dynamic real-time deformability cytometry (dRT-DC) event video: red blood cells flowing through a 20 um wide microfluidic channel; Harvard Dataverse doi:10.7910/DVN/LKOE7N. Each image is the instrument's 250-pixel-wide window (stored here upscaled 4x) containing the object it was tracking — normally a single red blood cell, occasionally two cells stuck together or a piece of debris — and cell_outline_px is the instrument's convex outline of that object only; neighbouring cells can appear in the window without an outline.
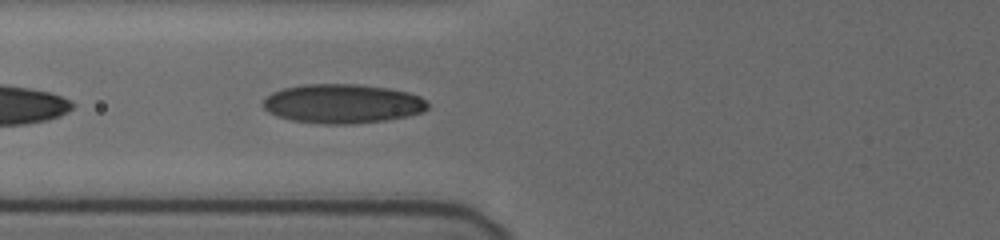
{"species": "human", "species_latin": "Homo sapiens", "temperature_condition": "cold", "stored_images_in_passage": 36, "camera_frame_rate_fps": 3000, "um_per_image_px": 0.085, "donor": {"sex": "female"}, "frame": {"image": 1, "passage_image": 4, "time_ms": 1.0, "image_size_px": [1000, 240], "cell_outline_px": [[428, 108], [424, 112], [408, 116], [384, 120], [352, 124], [324, 124], [292, 120], [276, 116], [268, 112], [260, 104], [272, 92], [284, 88], [304, 84], [356, 84], [384, 88], [408, 92], [420, 96], [428, 104]], "centroid_in_image_um": [29.09, 8.82], "position_along_channel_um": 96.7, "area_um2": 37.57}}
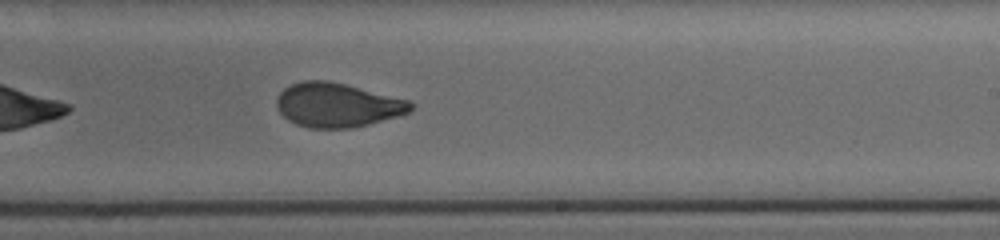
{"frame": {"image": 2, "passage_image": 17, "time_ms": 5.333, "image_size_px": [1000, 240], "cell_outline_px": [[416, 104], [408, 112], [396, 116], [368, 124], [352, 128], [308, 128], [296, 124], [288, 120], [280, 112], [276, 104], [276, 96], [284, 88], [292, 84], [304, 80], [328, 80], [408, 100]], "centroid_in_image_um": [28.63, 8.93], "position_along_channel_um": 260.4, "area_um2": 34.28}}
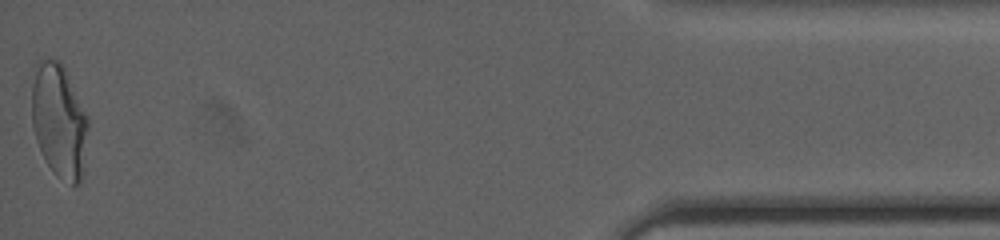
{"frame": {"image": 3, "passage_image": 36, "time_ms": 11.667, "image_size_px": [1000, 240], "cell_outline_px": [[88, 128], [80, 184], [72, 188], [56, 176], [52, 172], [36, 140], [32, 124], [32, 84], [36, 60], [40, 56], [60, 60], [88, 116]], "centroid_in_image_um": [5.0, 10.25], "position_along_channel_um": 430.2, "area_um2": 37.74}, "authors_computed_cell_mechanics": {"area_um2": 35.3447, "velocity_mm_per_s": 3.7707, "shape_relaxation_time_tau1_ms": 6.0315, "shape_relaxation_time_tau2_ms": 0.9085, "deformation_change_tau1": 0.1765, "deformation_change_tau2": 0.0558}}